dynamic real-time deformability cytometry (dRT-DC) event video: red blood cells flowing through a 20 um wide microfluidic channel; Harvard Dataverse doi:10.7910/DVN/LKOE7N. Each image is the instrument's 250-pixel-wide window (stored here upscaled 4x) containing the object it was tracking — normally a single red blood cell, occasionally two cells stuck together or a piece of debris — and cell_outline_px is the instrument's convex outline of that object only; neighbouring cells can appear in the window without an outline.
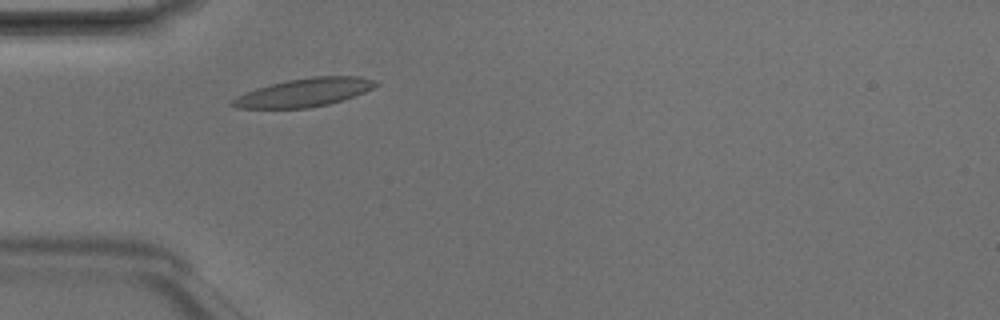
{"species": "Egyptian fruit bat (a non-hibernating species)", "species_latin": "Rousettus aegyptiacus", "temperature_condition": "room temperature", "stored_images_in_passage": 2, "camera_frame_rate_fps": 3000, "um_per_image_px": 0.085, "animal": {"sex": "male"}, "frame": {"image": 1, "passage_image": 2, "time_ms": 0.333, "image_size_px": [1000, 320], "cell_outline_px": [[380, 84], [364, 92], [344, 100], [328, 104], [308, 108], [236, 108], [228, 104], [236, 96], [244, 92], [256, 88], [288, 80], [312, 76], [360, 76], [376, 80]], "centroid_in_image_um": [25.86, 7.86], "position_along_channel_um": 59.1, "area_um2": 23.76}}